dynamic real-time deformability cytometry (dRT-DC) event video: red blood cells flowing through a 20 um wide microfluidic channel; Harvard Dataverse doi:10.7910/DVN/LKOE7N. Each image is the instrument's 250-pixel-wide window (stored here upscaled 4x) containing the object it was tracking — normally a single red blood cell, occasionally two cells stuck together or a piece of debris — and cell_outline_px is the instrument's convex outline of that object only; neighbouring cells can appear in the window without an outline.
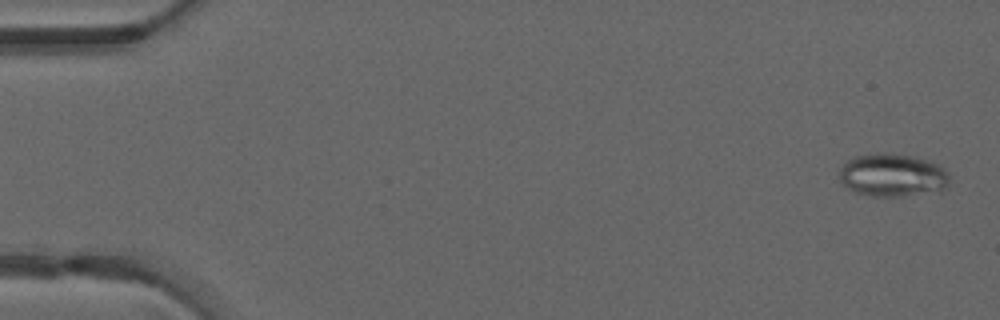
{"species": "common noctule bat (a hibernating species)", "species_latin": "Nyctalus noctula", "temperature_condition": "warm", "stored_images_in_passage": 49, "camera_frame_rate_fps": 3000, "um_per_image_px": 0.085, "animal": {"sex": "male", "forearm_length_mm": 52.5}, "frame": {"image": 1, "passage_image": 2, "time_ms": 0.333, "image_size_px": [1000, 320], "cell_outline_px": [[948, 188], [940, 192], [904, 196], [872, 196], [856, 192], [848, 188], [840, 180], [840, 168], [848, 160], [856, 156], [876, 152], [884, 152], [912, 156], [936, 164], [944, 168], [948, 172]], "centroid_in_image_um": [75.89, 14.9], "position_along_channel_um": 9.1, "area_um2": 27.74}}
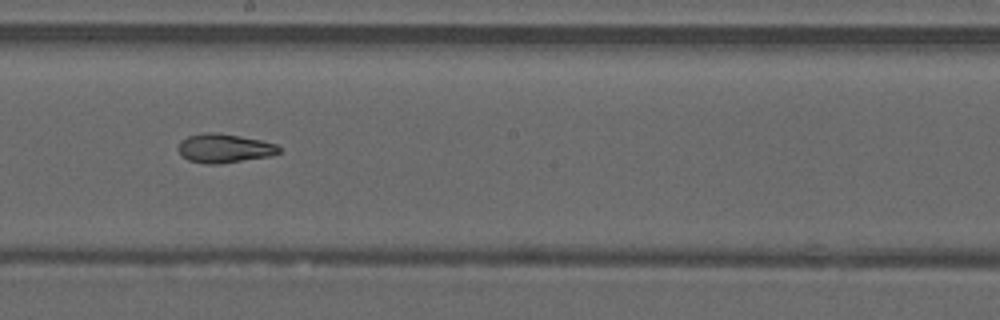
{"frame": {"image": 2, "passage_image": 28, "time_ms": 9.0, "image_size_px": [1000, 320], "cell_outline_px": [[280, 152], [268, 156], [220, 164], [204, 164], [188, 160], [180, 156], [176, 148], [180, 140], [188, 136], [204, 132], [216, 132], [240, 136], [260, 140], [276, 144], [280, 148]], "centroid_in_image_um": [18.98, 12.6], "position_along_channel_um": 229.2, "area_um2": 17.17}}
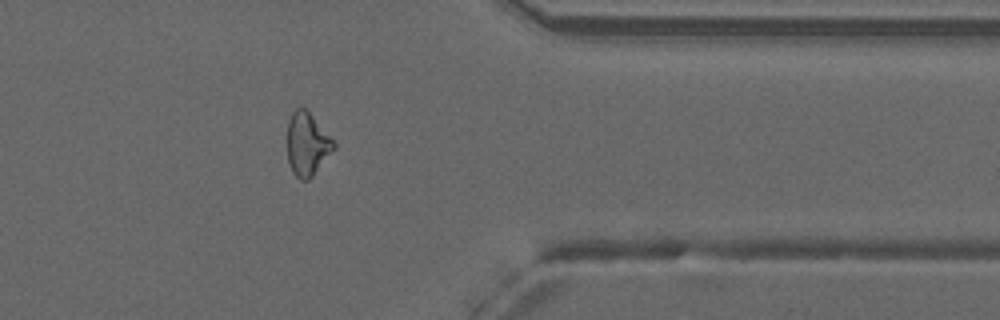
{"frame": {"image": 3, "passage_image": 40, "time_ms": 13.0, "image_size_px": [1000, 320], "cell_outline_px": [[336, 148], [312, 176], [308, 180], [300, 180], [292, 172], [288, 160], [288, 120], [292, 112], [296, 108], [304, 108], [312, 116], [336, 144]], "centroid_in_image_um": [26.1, 12.27], "position_along_channel_um": 385.3, "area_um2": 16.82}, "authors_computed_cell_mechanics": {"area_um2": 18.9584, "velocity_mm_per_s": 4.2294, "shape_relaxation_time_tau1_ms": null, "shape_relaxation_time_tau2_ms": 2.7413, "deformation_change_tau1": null, "deformation_change_tau2": 0.0959}}